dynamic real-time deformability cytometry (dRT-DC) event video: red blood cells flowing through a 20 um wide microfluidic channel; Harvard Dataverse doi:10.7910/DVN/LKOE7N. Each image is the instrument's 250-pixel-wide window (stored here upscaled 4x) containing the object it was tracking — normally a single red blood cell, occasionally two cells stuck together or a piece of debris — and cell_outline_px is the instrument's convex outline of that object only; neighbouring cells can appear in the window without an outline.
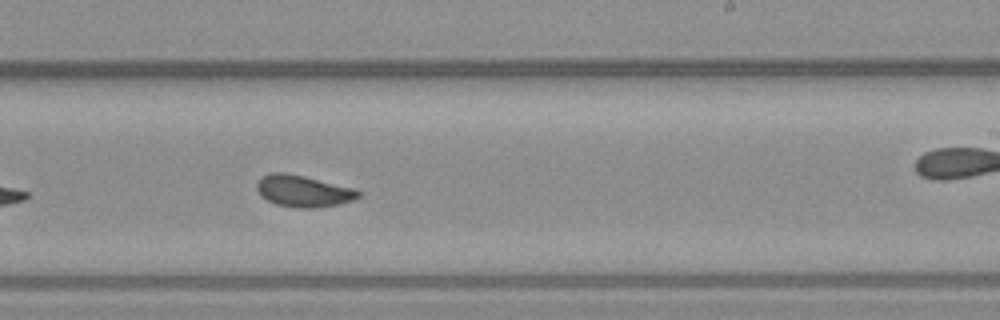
{"species": "common noctule bat (a hibernating species)", "species_latin": "Nyctalus noctula", "temperature_condition": "warm", "stored_images_in_passage": 26, "camera_frame_rate_fps": 3000, "um_per_image_px": 0.085, "animal": {"sex": "male", "body_mass_g": 23.1, "forearm_length_mm": 52.7}, "frame": {"image": 1, "passage_image": 19, "time_ms": 6.0, "image_size_px": [1000, 320], "cell_outline_px": [[360, 196], [352, 200], [340, 204], [316, 208], [296, 208], [276, 204], [260, 196], [256, 188], [256, 184], [260, 176], [268, 172], [284, 172], [304, 176], [356, 188], [360, 192]], "centroid_in_image_um": [25.75, 16.23], "position_along_channel_um": 263.2, "area_um2": 19.02}}
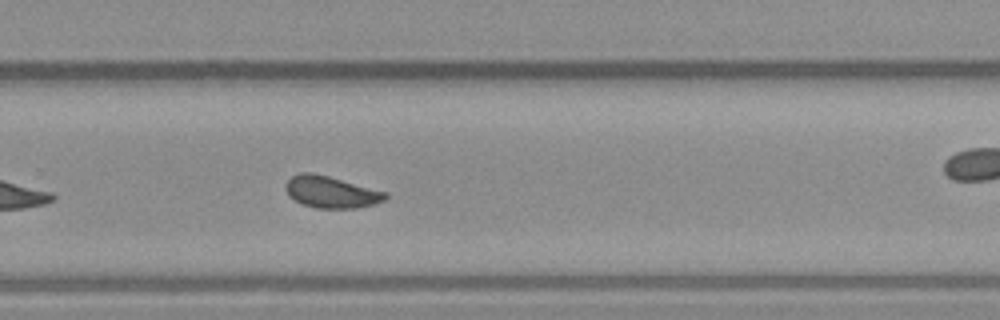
{"frame": {"image": 2, "passage_image": 22, "time_ms": 7.0, "image_size_px": [1000, 320], "cell_outline_px": [[388, 196], [384, 200], [372, 204], [356, 208], [316, 208], [304, 204], [288, 196], [284, 188], [284, 184], [292, 176], [300, 172], [312, 172], [328, 176], [388, 192]], "centroid_in_image_um": [28.12, 16.31], "position_along_channel_um": 301.7, "area_um2": 18.44}}